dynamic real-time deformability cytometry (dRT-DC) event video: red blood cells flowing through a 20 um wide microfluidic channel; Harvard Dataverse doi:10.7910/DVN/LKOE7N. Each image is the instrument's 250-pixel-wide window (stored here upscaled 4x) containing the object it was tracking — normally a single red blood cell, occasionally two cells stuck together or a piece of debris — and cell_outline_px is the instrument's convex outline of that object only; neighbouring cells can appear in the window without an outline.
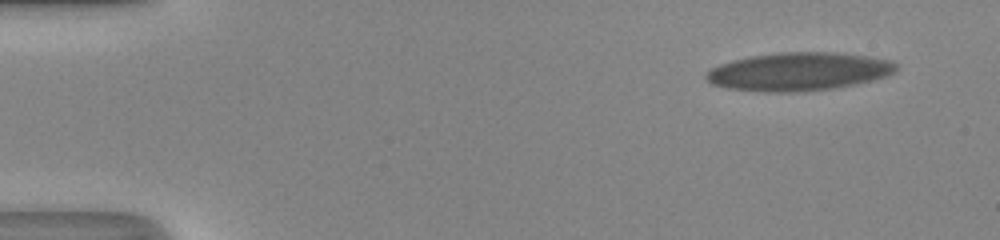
{"species": "human", "species_latin": "Homo sapiens", "temperature_condition": "room temperature", "stored_images_in_passage": 48, "camera_frame_rate_fps": 3000, "um_per_image_px": 0.085, "donor": {"sex": "male"}, "frame": {"image": 1, "passage_image": 1, "time_ms": 0.0, "image_size_px": [1000, 240], "cell_outline_px": [[900, 64], [896, 72], [888, 76], [856, 84], [836, 88], [796, 92], [768, 92], [728, 88], [712, 84], [704, 76], [712, 68], [720, 64], [732, 60], [752, 56], [780, 52], [836, 52], [868, 56], [892, 60]], "centroid_in_image_um": [67.97, 6.08], "position_along_channel_um": 17.0, "area_um2": 42.54}}
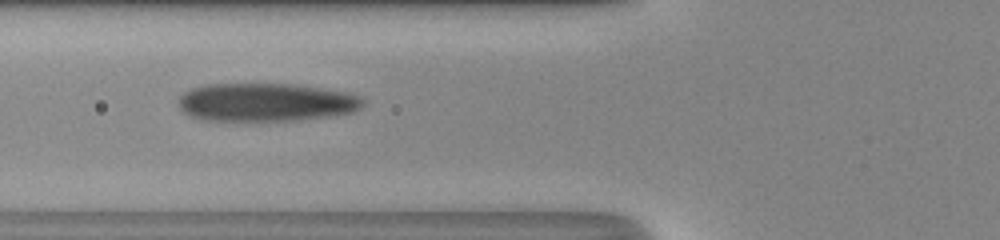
{"frame": {"image": 2, "passage_image": 17, "time_ms": 5.333, "image_size_px": [1000, 240], "cell_outline_px": [[364, 104], [360, 108], [352, 112], [332, 116], [296, 120], [204, 120], [188, 116], [180, 108], [180, 96], [184, 92], [192, 88], [208, 84], [292, 84], [348, 92], [364, 96]], "centroid_in_image_um": [22.64, 8.69], "position_along_channel_um": 103.2, "area_um2": 41.15}}
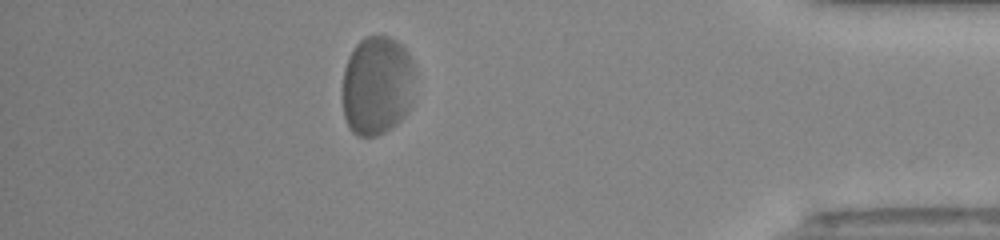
{"frame": {"image": 3, "passage_image": 42, "time_ms": 13.667, "image_size_px": [1000, 240], "cell_outline_px": [[416, 76], [412, 100], [408, 112], [396, 124], [384, 132], [376, 136], [356, 136], [348, 128], [344, 116], [344, 68], [348, 56], [356, 44], [364, 36], [388, 36], [396, 40], [408, 52], [416, 68]], "centroid_in_image_um": [32.08, 7.26], "position_along_channel_um": 403.1, "area_um2": 42.6}, "authors_computed_cell_mechanics": {"area_um2": 42.5119, "velocity_mm_per_s": 4.0789, "shape_relaxation_time_tau1_ms": 3.5299, "shape_relaxation_time_tau2_ms": null, "deformation_change_tau1": 0.1212, "deformation_change_tau2": null}}